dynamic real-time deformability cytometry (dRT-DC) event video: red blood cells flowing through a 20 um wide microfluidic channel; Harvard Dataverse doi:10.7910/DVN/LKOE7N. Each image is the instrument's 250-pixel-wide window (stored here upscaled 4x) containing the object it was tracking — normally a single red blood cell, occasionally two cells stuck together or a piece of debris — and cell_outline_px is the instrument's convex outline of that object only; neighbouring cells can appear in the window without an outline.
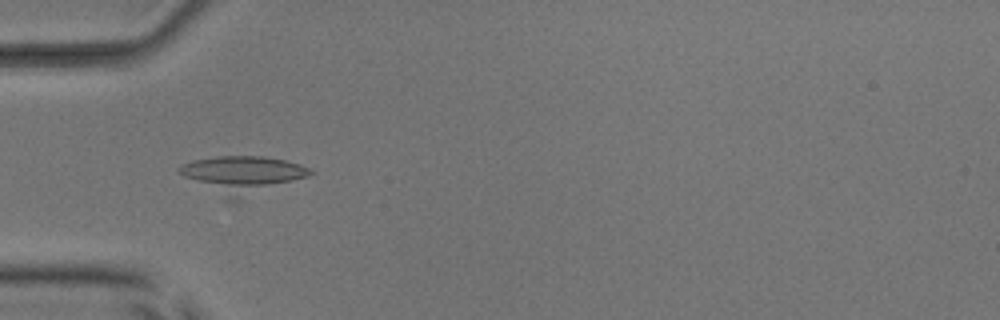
{"species": "common noctule bat (a hibernating species)", "species_latin": "Nyctalus noctula", "temperature_condition": "room temperature", "stored_images_in_passage": 41, "camera_frame_rate_fps": 3000, "um_per_image_px": 0.085, "animal": {"sex": "male", "body_mass_g": 17.9, "forearm_length_mm": 54.2}, "frame": {"image": 1, "passage_image": 5, "time_ms": 1.333, "image_size_px": [1000, 320], "cell_outline_px": [[312, 172], [308, 176], [240, 200], [228, 200], [184, 176], [176, 168], [180, 164], [192, 160], [216, 156], [264, 156], [284, 160], [300, 164], [308, 168]], "centroid_in_image_um": [20.57, 14.83], "position_along_channel_um": 64.4, "area_um2": 28.03}}
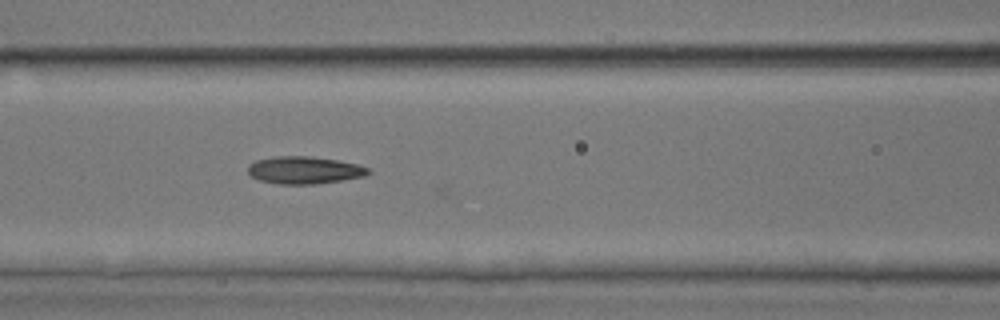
{"frame": {"image": 2, "passage_image": 11, "time_ms": 3.333, "image_size_px": [1000, 320], "cell_outline_px": [[372, 172], [364, 176], [340, 180], [312, 184], [280, 184], [260, 180], [252, 176], [248, 172], [248, 164], [256, 160], [272, 156], [312, 156], [336, 160], [356, 164], [368, 168]], "centroid_in_image_um": [25.84, 14.45], "position_along_channel_um": 140.8, "area_um2": 19.07}}
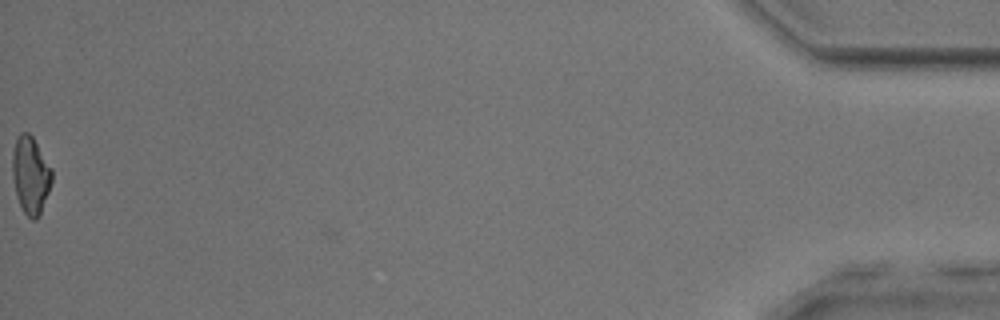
{"frame": {"image": 3, "passage_image": 41, "time_ms": 13.333, "image_size_px": [1000, 320], "cell_outline_px": [[52, 180], [48, 192], [40, 212], [36, 220], [32, 220], [24, 212], [16, 196], [12, 176], [12, 148], [20, 132], [28, 132], [32, 136], [52, 168]], "centroid_in_image_um": [2.58, 14.85], "position_along_channel_um": 432.6, "area_um2": 17.74}, "authors_computed_cell_mechanics": {"area_um2": 18.1492, "velocity_mm_per_s": 3.9062, "shape_relaxation_time_tau1_ms": null, "shape_relaxation_time_tau2_ms": 5.0329, "deformation_change_tau1": null, "deformation_change_tau2": 0.144}}